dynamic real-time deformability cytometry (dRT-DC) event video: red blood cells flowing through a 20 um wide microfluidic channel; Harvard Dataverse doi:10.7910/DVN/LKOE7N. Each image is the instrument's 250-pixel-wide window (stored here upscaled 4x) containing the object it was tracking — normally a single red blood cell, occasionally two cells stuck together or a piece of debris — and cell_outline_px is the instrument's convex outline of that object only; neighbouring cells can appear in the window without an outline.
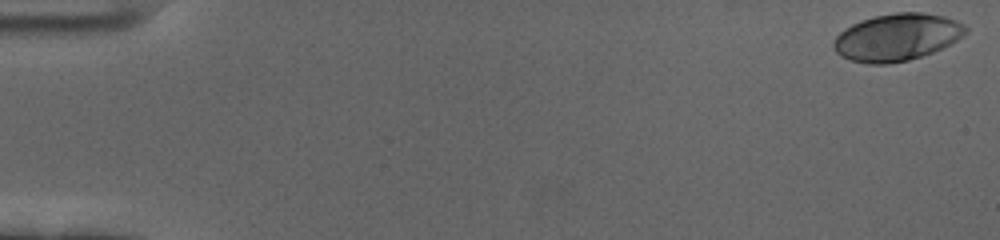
{"species": "human", "species_latin": "Homo sapiens", "temperature_condition": "cold", "stored_images_in_passage": 18, "camera_frame_rate_fps": 3000, "um_per_image_px": 0.085, "donor": {"sex": "female"}, "frame": {"image": 1, "passage_image": 1, "time_ms": 0.0, "image_size_px": [1000, 240], "cell_outline_px": [[968, 32], [964, 36], [932, 52], [908, 60], [888, 64], [868, 64], [852, 60], [840, 56], [836, 52], [832, 44], [836, 36], [844, 28], [852, 24], [876, 16], [896, 12], [920, 12], [944, 16], [956, 20], [964, 24], [968, 28]], "centroid_in_image_um": [76.24, 3.16], "position_along_channel_um": 8.8, "area_um2": 36.13}}
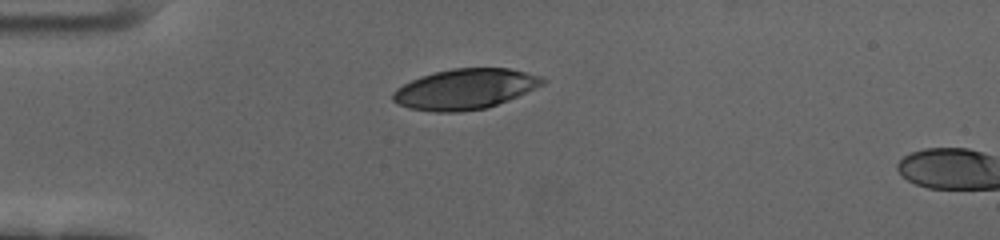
{"frame": {"image": 2, "passage_image": 16, "time_ms": 5.0, "image_size_px": [1000, 240], "cell_outline_px": [[548, 80], [544, 84], [508, 100], [488, 108], [460, 112], [436, 112], [408, 108], [392, 100], [392, 92], [396, 88], [420, 76], [452, 68], [508, 68], [540, 76]], "centroid_in_image_um": [39.52, 7.57], "position_along_channel_um": 45.5, "area_um2": 35.14}}